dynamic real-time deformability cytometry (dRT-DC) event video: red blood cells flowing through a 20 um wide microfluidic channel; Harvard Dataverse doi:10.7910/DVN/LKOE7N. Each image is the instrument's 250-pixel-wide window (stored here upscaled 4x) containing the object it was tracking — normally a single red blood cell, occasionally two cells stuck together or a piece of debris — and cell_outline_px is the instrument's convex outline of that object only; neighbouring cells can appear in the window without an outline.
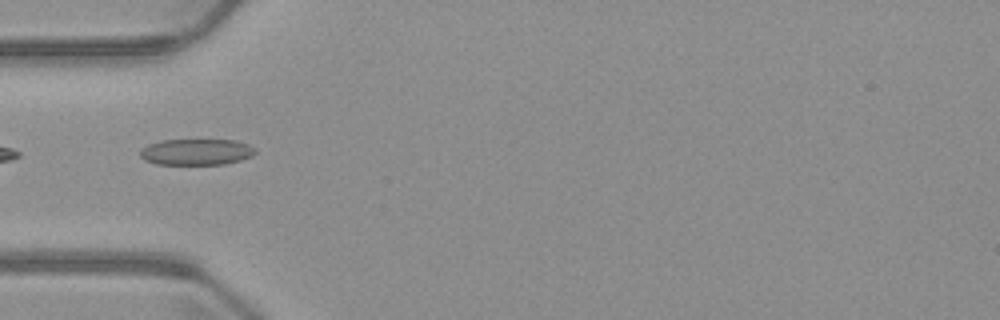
{"species": "common noctule bat (a hibernating species)", "species_latin": "Nyctalus noctula", "temperature_condition": "warm", "stored_images_in_passage": 5, "camera_frame_rate_fps": 3000, "um_per_image_px": 0.085, "animal": {"sex": "male", "body_mass_g": 23.1, "forearm_length_mm": 52.7}, "frame": {"image": 1, "passage_image": 4, "time_ms": 4.0, "image_size_px": [1000, 320], "cell_outline_px": [[256, 152], [252, 156], [240, 160], [224, 164], [156, 164], [144, 160], [140, 156], [140, 152], [148, 144], [160, 140], [236, 140], [248, 144], [256, 148]], "centroid_in_image_um": [16.71, 12.91], "position_along_channel_um": 68.3, "area_um2": 17.57}}
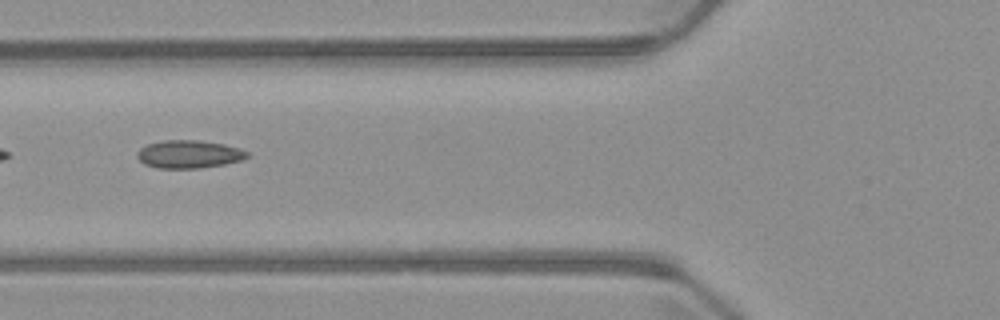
{"frame": {"image": 2, "passage_image": 5, "time_ms": 5.0, "image_size_px": [1000, 320], "cell_outline_px": [[248, 156], [244, 160], [224, 164], [200, 168], [156, 168], [144, 164], [136, 156], [136, 152], [140, 148], [148, 144], [164, 140], [200, 140], [224, 144], [240, 148], [248, 152]], "centroid_in_image_um": [16.06, 13.11], "position_along_channel_um": 109.7, "area_um2": 18.03}}